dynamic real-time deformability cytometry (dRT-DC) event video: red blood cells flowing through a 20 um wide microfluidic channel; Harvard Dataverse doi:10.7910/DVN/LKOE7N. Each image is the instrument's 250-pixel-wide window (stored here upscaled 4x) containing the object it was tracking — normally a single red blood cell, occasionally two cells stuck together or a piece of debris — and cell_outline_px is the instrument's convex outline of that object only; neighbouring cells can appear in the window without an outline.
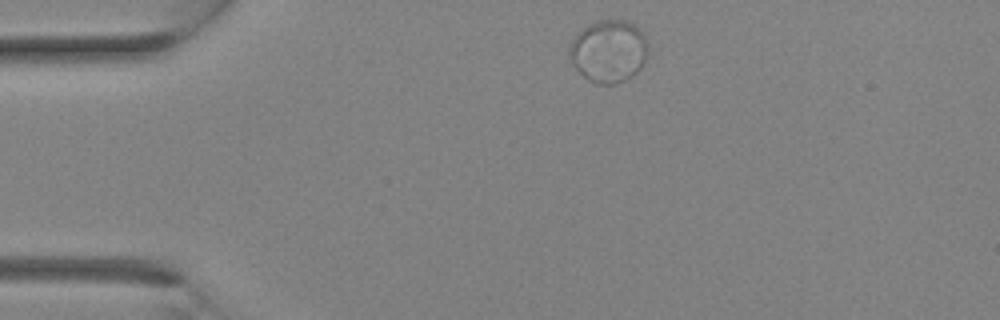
{"species": "Egyptian fruit bat (a non-hibernating species)", "species_latin": "Rousettus aegyptiacus", "temperature_condition": "room temperature", "stored_images_in_passage": 25, "camera_frame_rate_fps": 3000, "um_per_image_px": 0.085, "animal": {"sex": "female"}, "frame": {"image": 1, "passage_image": 1, "time_ms": 0.0, "image_size_px": [1000, 320], "cell_outline_px": [[648, 52], [640, 68], [632, 76], [616, 84], [596, 84], [588, 80], [572, 64], [568, 56], [568, 48], [572, 40], [588, 24], [596, 20], [628, 20], [640, 28], [644, 32], [648, 44]], "centroid_in_image_um": [51.74, 4.34], "position_along_channel_um": 33.3, "area_um2": 28.9}}
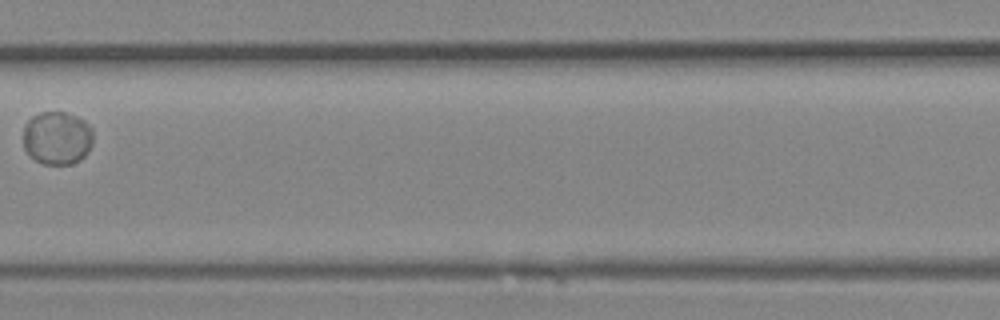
{"frame": {"image": 2, "passage_image": 11, "time_ms": 3.333, "image_size_px": [1000, 320], "cell_outline_px": [[92, 144], [88, 152], [80, 160], [72, 164], [44, 164], [36, 160], [24, 148], [24, 124], [32, 116], [40, 112], [64, 112], [76, 116], [84, 120], [92, 128]], "centroid_in_image_um": [4.87, 11.72], "position_along_channel_um": 202.5, "area_um2": 21.73}}
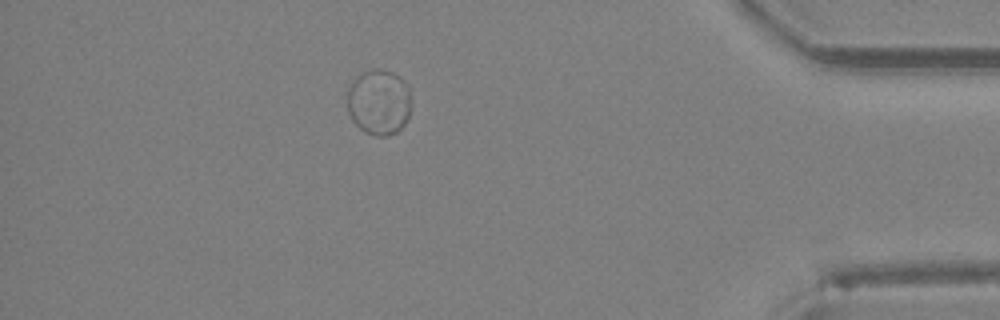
{"frame": {"image": 3, "passage_image": 22, "time_ms": 7.0, "image_size_px": [1000, 320], "cell_outline_px": [[412, 104], [408, 116], [404, 124], [396, 132], [384, 136], [376, 136], [360, 128], [352, 120], [348, 112], [348, 88], [352, 80], [356, 76], [372, 68], [380, 68], [392, 72], [400, 76], [408, 84], [412, 100]], "centroid_in_image_um": [32.23, 8.64], "position_along_channel_um": 403.0, "area_um2": 24.74}}